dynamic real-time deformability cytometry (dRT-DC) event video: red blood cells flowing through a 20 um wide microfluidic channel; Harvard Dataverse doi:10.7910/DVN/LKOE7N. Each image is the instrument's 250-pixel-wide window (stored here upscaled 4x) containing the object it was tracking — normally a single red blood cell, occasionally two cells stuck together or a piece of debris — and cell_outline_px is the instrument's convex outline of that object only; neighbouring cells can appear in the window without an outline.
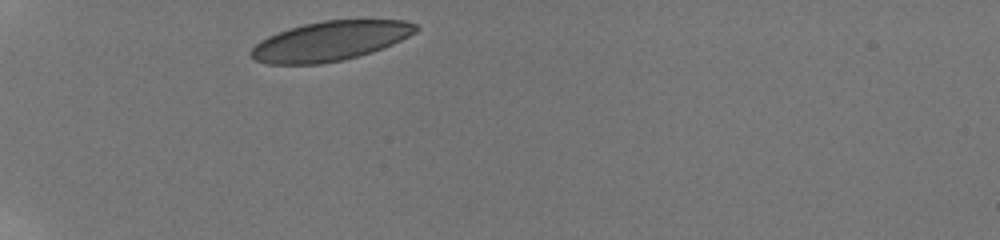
{"species": "human", "species_latin": "Homo sapiens", "temperature_condition": "room temperature", "stored_images_in_passage": 9, "camera_frame_rate_fps": 3000, "um_per_image_px": 0.085, "donor": {"sex": "male"}, "frame": {"image": 1, "passage_image": 1, "time_ms": 0.0, "image_size_px": [1000, 240], "cell_outline_px": [[420, 28], [416, 32], [392, 44], [372, 52], [344, 60], [320, 64], [268, 64], [256, 60], [248, 52], [260, 40], [268, 36], [288, 28], [304, 24], [324, 20], [404, 20], [416, 24]], "centroid_in_image_um": [28.06, 3.49], "position_along_channel_um": 56.9, "area_um2": 37.92}}
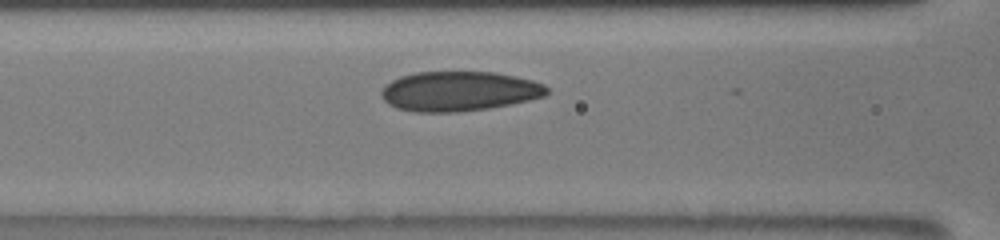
{"frame": {"image": 2, "passage_image": 6, "time_ms": 2.667, "image_size_px": [1000, 240], "cell_outline_px": [[548, 92], [544, 96], [528, 100], [488, 108], [456, 112], [416, 112], [396, 108], [388, 104], [380, 96], [380, 92], [392, 80], [400, 76], [416, 72], [492, 72], [516, 76], [532, 80], [544, 84], [548, 88]], "centroid_in_image_um": [39.0, 7.75], "position_along_channel_um": 127.6, "area_um2": 38.21}}